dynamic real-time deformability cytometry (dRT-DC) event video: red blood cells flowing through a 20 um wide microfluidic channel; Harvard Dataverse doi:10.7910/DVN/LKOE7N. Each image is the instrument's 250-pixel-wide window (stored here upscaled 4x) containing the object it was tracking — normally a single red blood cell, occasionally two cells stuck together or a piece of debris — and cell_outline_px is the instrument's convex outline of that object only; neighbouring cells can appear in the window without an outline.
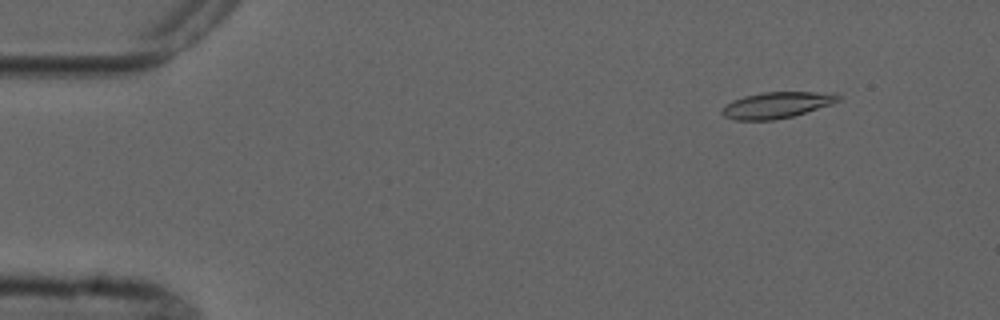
{"species": "common noctule bat (a hibernating species)", "species_latin": "Nyctalus noctula", "temperature_condition": "cold", "stored_images_in_passage": 5, "camera_frame_rate_fps": 3000, "um_per_image_px": 0.085, "animal": {"sex": "male", "forearm_length_mm": 52.5}, "frame": {"image": 1, "passage_image": 1, "time_ms": 0.0, "image_size_px": [1000, 320], "cell_outline_px": [[840, 100], [832, 104], [792, 116], [776, 120], [736, 120], [724, 116], [720, 112], [732, 100], [744, 96], [764, 92], [836, 92], [840, 96]], "centroid_in_image_um": [66.05, 8.92], "position_along_channel_um": 18.9, "area_um2": 17.69}}
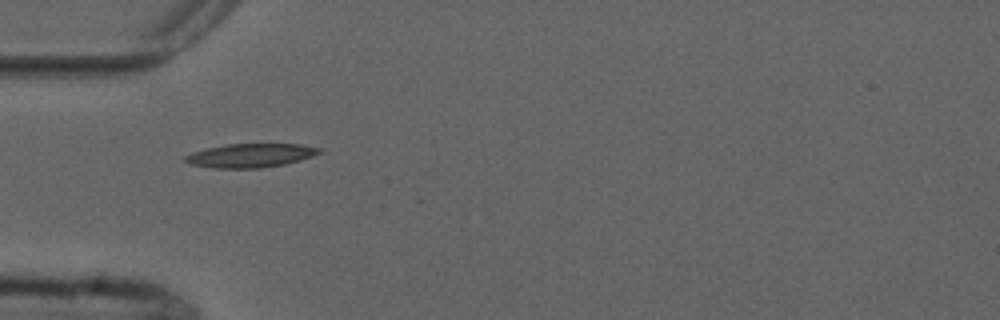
{"frame": {"image": 2, "passage_image": 4, "time_ms": 3.667, "image_size_px": [1000, 320], "cell_outline_px": [[324, 152], [300, 160], [284, 164], [260, 168], [212, 168], [192, 164], [184, 160], [184, 156], [192, 152], [208, 148], [228, 144], [300, 144], [324, 148]], "centroid_in_image_um": [21.35, 13.21], "position_along_channel_um": 63.7, "area_um2": 18.61}}
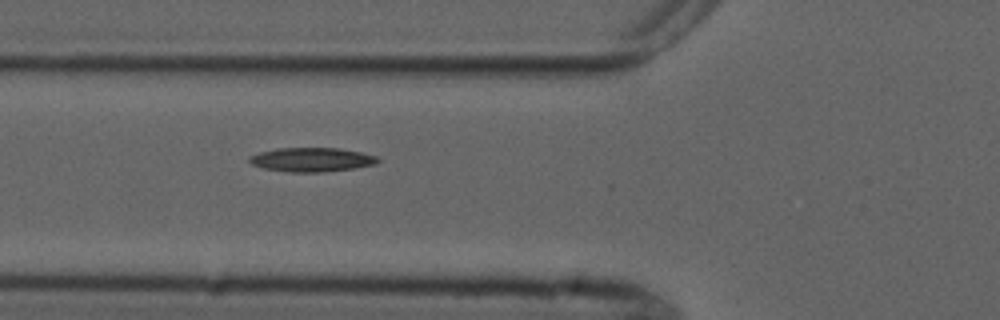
{"frame": {"image": 3, "passage_image": 5, "time_ms": 4.667, "image_size_px": [1000, 320], "cell_outline_px": [[380, 160], [376, 164], [352, 168], [324, 172], [288, 172], [264, 168], [252, 164], [248, 160], [248, 156], [260, 152], [276, 148], [340, 148], [360, 152], [376, 156]], "centroid_in_image_um": [26.47, 13.56], "position_along_channel_um": 99.3, "area_um2": 17.98}}